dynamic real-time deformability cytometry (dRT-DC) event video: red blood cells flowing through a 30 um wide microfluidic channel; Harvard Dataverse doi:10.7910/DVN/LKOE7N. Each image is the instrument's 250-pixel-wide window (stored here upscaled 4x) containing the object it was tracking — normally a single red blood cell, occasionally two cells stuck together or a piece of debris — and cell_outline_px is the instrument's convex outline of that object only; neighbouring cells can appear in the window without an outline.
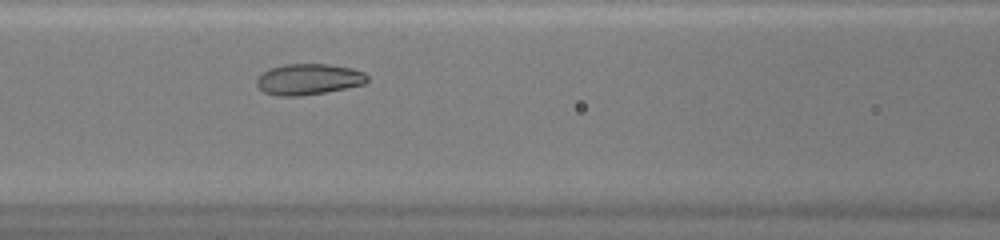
{"species": "common noctule bat (a hibernating species)", "species_latin": "Nyctalus noctula", "temperature_condition": "warm", "stored_images_in_passage": 31, "camera_frame_rate_fps": 3000, "um_per_image_px": 0.085, "animal": {"sex": "female", "body_mass_g": 20.0, "forearm_length_mm": 54.0}, "frame": {"image": 1, "passage_image": 10, "time_ms": 3.0, "image_size_px": [1000, 240], "cell_outline_px": [[368, 80], [364, 84], [324, 92], [300, 96], [276, 96], [264, 92], [256, 84], [256, 80], [264, 72], [272, 68], [284, 64], [328, 64], [352, 68], [364, 72], [368, 76]], "centroid_in_image_um": [26.24, 6.74], "position_along_channel_um": 140.4, "area_um2": 19.83}}
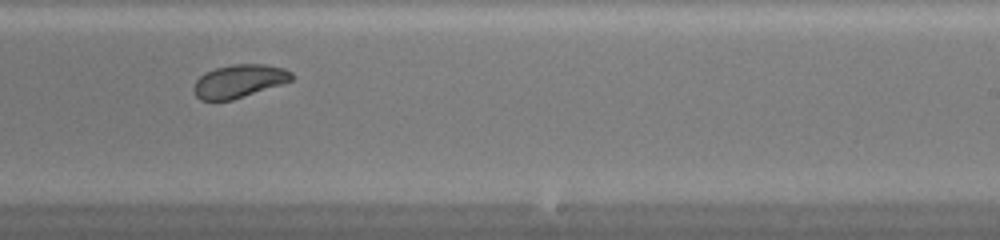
{"frame": {"image": 2, "passage_image": 19, "time_ms": 6.0, "image_size_px": [1000, 240], "cell_outline_px": [[292, 80], [232, 100], [200, 100], [196, 96], [192, 88], [196, 80], [200, 76], [216, 68], [236, 64], [264, 64], [284, 68], [292, 72]], "centroid_in_image_um": [20.3, 6.89], "position_along_channel_um": 268.7, "area_um2": 18.55}}
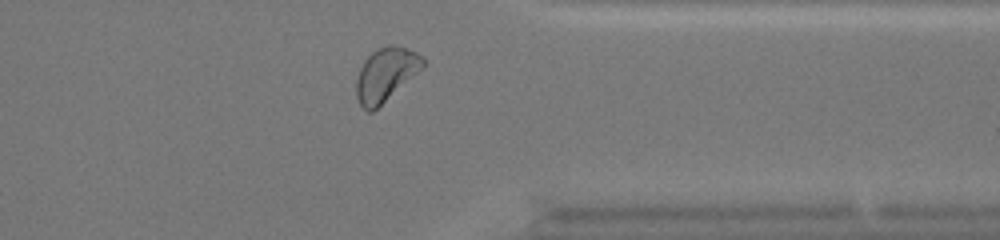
{"frame": {"image": 3, "passage_image": 27, "time_ms": 8.667, "image_size_px": [1000, 240], "cell_outline_px": [[424, 64], [416, 72], [372, 112], [368, 112], [360, 104], [356, 96], [356, 80], [360, 68], [364, 60], [372, 52], [388, 44], [392, 44], [416, 52], [424, 60]], "centroid_in_image_um": [32.73, 6.32], "position_along_channel_um": 378.7, "area_um2": 19.94}, "authors_computed_cell_mechanics": {"area_um2": 19.7098, "velocity_mm_per_s": 4.2849, "shape_relaxation_time_tau1_ms": 2.7036, "shape_relaxation_time_tau2_ms": 7.9205, "deformation_change_tau1": 0.1075, "deformation_change_tau2": 0.1258}}